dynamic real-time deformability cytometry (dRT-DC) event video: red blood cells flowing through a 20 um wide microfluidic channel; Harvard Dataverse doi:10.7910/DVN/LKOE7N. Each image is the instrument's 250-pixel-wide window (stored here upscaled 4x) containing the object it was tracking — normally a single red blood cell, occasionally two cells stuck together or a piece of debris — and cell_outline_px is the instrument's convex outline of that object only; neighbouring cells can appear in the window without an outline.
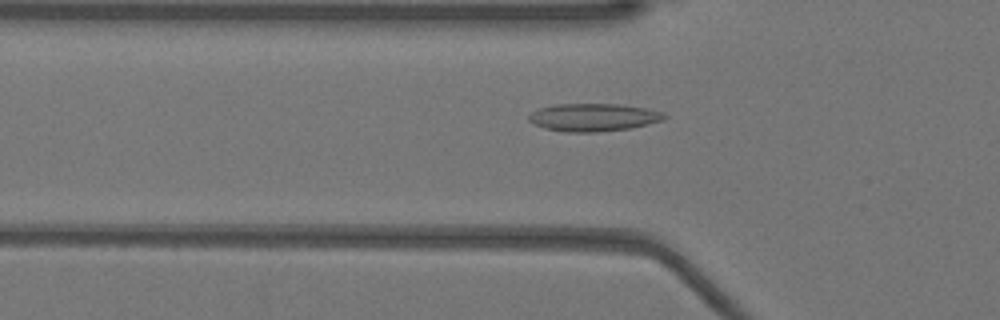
{"species": "Egyptian fruit bat (a non-hibernating species)", "species_latin": "Rousettus aegyptiacus", "temperature_condition": "warm", "stored_images_in_passage": 51, "camera_frame_rate_fps": 3000, "um_per_image_px": 0.085, "animal": {"sex": "female"}, "frame": {"image": 1, "passage_image": 17, "time_ms": 5.333, "image_size_px": [1000, 320], "cell_outline_px": [[668, 116], [660, 120], [628, 128], [596, 132], [564, 132], [544, 128], [528, 120], [528, 116], [532, 112], [540, 108], [556, 104], [616, 104], [644, 108], [664, 112]], "centroid_in_image_um": [50.39, 9.97], "position_along_channel_um": 75.4, "area_um2": 21.56}}
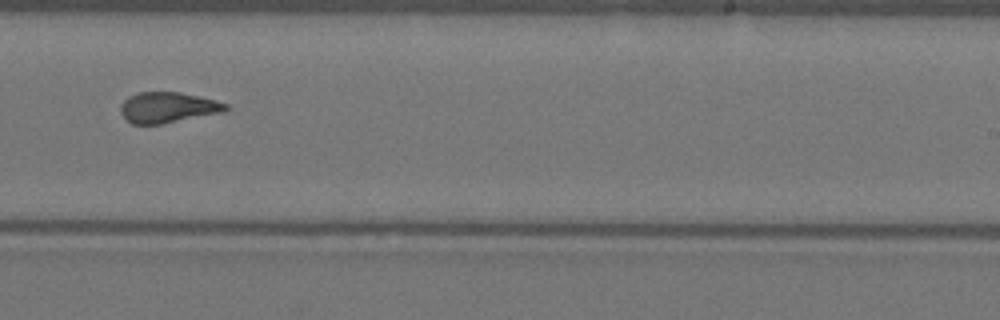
{"frame": {"image": 2, "passage_image": 32, "time_ms": 10.333, "image_size_px": [1000, 320], "cell_outline_px": [[228, 108], [224, 112], [160, 124], [132, 124], [120, 112], [120, 104], [128, 96], [136, 92], [180, 92], [216, 100], [228, 104]], "centroid_in_image_um": [14.25, 9.12], "position_along_channel_um": 274.8, "area_um2": 18.79}}
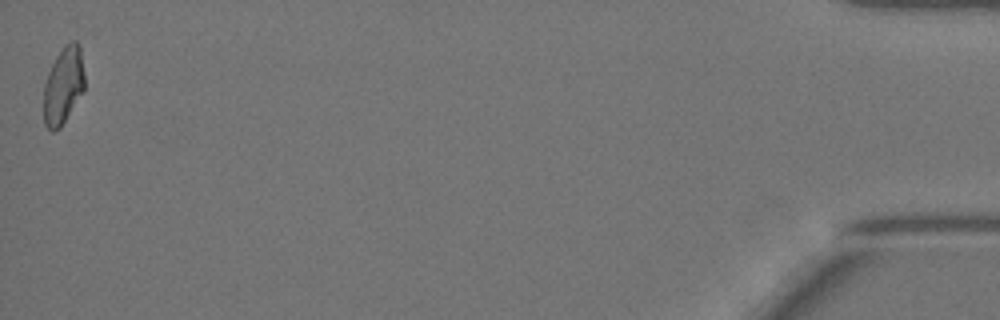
{"frame": {"image": 3, "passage_image": 51, "time_ms": 16.667, "image_size_px": [1000, 320], "cell_outline_px": [[84, 92], [60, 128], [52, 132], [44, 124], [44, 84], [48, 72], [56, 56], [64, 44], [72, 40], [76, 40], [80, 48], [84, 72]], "centroid_in_image_um": [5.39, 7.27], "position_along_channel_um": 429.8, "area_um2": 18.55}, "authors_computed_cell_mechanics": {"area_um2": 19.363, "velocity_mm_per_s": 3.972, "shape_relaxation_time_tau1_ms": null, "shape_relaxation_time_tau2_ms": 1.4045, "deformation_change_tau1": null, "deformation_change_tau2": 0.0779}}